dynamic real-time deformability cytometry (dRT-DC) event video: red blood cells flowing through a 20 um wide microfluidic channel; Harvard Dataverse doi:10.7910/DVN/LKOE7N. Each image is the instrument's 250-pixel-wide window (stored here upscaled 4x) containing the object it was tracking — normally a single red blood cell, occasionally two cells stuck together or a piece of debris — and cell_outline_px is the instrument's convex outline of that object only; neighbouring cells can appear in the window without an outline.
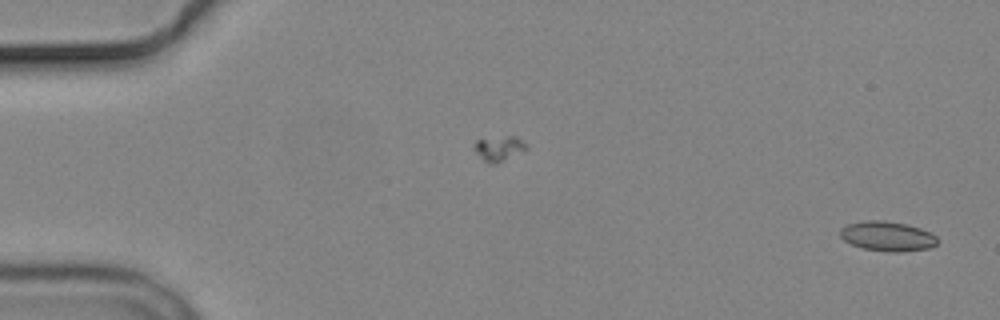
{"species": "common noctule bat (a hibernating species)", "species_latin": "Nyctalus noctula", "temperature_condition": "cold", "stored_images_in_passage": 5, "camera_frame_rate_fps": 3000, "um_per_image_px": 0.085, "animal": {"sex": "male", "body_mass_g": 19.2, "forearm_length_mm": 51.8}, "frame": {"image": 1, "passage_image": 5, "time_ms": 4.667, "image_size_px": [1000, 320], "cell_outline_px": [[940, 240], [936, 244], [928, 248], [900, 252], [888, 252], [864, 248], [852, 244], [844, 240], [840, 236], [840, 228], [848, 224], [868, 220], [884, 220], [908, 224], [920, 228], [936, 236]], "centroid_in_image_um": [75.44, 20.07], "position_along_channel_um": 9.6, "area_um2": 16.82}}